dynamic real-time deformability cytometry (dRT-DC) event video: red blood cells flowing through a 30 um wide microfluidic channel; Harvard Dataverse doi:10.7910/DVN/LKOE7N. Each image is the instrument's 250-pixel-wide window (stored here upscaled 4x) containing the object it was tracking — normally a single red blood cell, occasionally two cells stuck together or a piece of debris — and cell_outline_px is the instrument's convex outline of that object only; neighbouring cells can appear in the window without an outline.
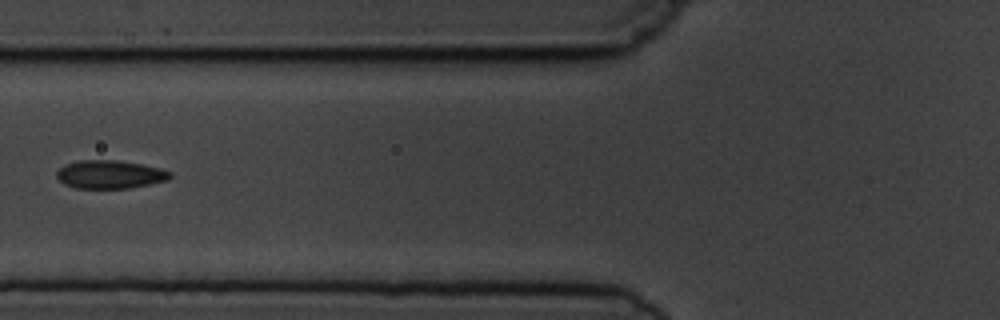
{"species": "common noctule bat (a hibernating species)", "species_latin": "Nyctalus noctula", "temperature_condition": "cold", "stored_images_in_passage": 5, "camera_frame_rate_fps": 3000, "um_per_image_px": 0.085, "animal": {"sex": "male", "body_mass_g": 19.5, "forearm_length_mm": 54.6}, "frame": {"image": 1, "passage_image": 5, "time_ms": 5.333, "image_size_px": [1000, 320], "cell_outline_px": [[172, 176], [168, 180], [128, 188], [76, 188], [64, 184], [56, 176], [56, 172], [64, 164], [80, 160], [116, 160], [140, 164], [160, 168], [172, 172]], "centroid_in_image_um": [9.33, 14.82], "position_along_channel_um": 116.5, "area_um2": 18.61}}